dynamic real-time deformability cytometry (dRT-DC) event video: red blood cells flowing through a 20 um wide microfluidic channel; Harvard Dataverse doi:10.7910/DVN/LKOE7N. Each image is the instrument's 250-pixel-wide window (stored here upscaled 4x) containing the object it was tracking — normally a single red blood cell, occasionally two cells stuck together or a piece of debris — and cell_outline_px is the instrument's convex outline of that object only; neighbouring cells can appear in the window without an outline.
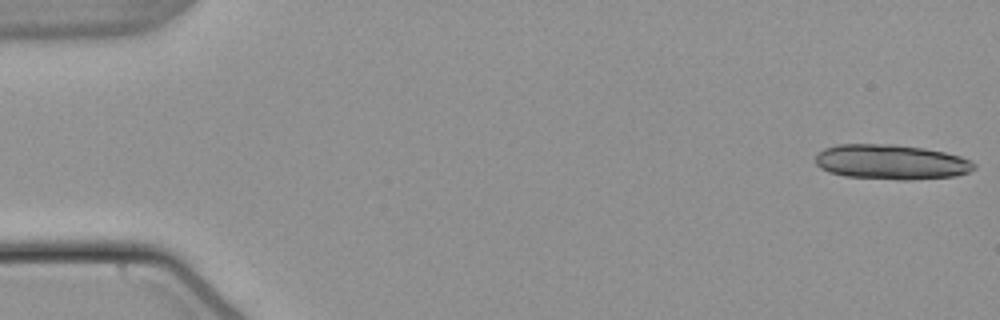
{"species": "common noctule bat (a hibernating species)", "species_latin": "Nyctalus noctula", "temperature_condition": "warm", "stored_images_in_passage": 14, "camera_frame_rate_fps": 3000, "um_per_image_px": 0.085, "animal": {"sex": "male", "body_mass_g": 21.5, "forearm_length_mm": 52.0}, "frame": {"image": 1, "passage_image": 1, "time_ms": 0.0, "image_size_px": [1000, 320], "cell_outline_px": [[976, 168], [968, 172], [956, 176], [908, 180], [896, 180], [844, 176], [828, 172], [820, 168], [816, 164], [816, 152], [824, 148], [836, 144], [892, 144], [924, 148], [944, 152], [960, 156], [976, 164]], "centroid_in_image_um": [75.71, 13.77], "position_along_channel_um": 9.3, "area_um2": 32.54}}